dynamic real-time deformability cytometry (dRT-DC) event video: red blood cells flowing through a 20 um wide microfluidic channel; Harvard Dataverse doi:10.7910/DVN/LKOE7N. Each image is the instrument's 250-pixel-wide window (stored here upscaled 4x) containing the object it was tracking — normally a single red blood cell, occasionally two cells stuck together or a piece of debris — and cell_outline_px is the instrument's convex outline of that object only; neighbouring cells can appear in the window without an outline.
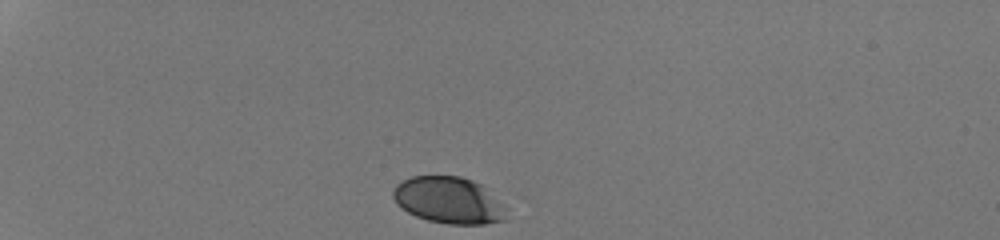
{"species": "human", "species_latin": "Homo sapiens", "temperature_condition": "room temperature", "stored_images_in_passage": 31, "camera_frame_rate_fps": 3000, "um_per_image_px": 0.085, "donor": {"sex": "male"}, "frame": {"image": 1, "passage_image": 1, "time_ms": 0.0, "image_size_px": [1000, 240], "cell_outline_px": [[508, 220], [484, 224], [448, 224], [428, 220], [416, 216], [408, 212], [396, 204], [392, 196], [392, 192], [396, 184], [412, 176], [460, 176], [484, 184], [508, 208]], "centroid_in_image_um": [38.21, 17.02], "position_along_channel_um": 46.8, "area_um2": 31.44}}
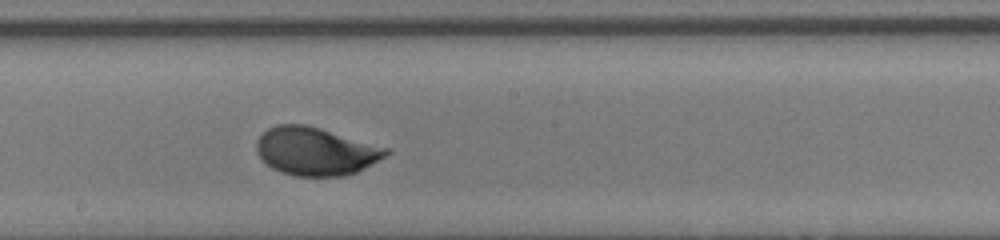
{"frame": {"image": 2, "passage_image": 18, "time_ms": 5.667, "image_size_px": [1000, 240], "cell_outline_px": [[392, 152], [356, 172], [344, 176], [296, 176], [280, 172], [272, 168], [256, 152], [256, 140], [268, 128], [276, 124], [304, 124], [320, 128], [392, 148]], "centroid_in_image_um": [26.85, 12.85], "position_along_channel_um": 221.4, "area_um2": 36.36}}
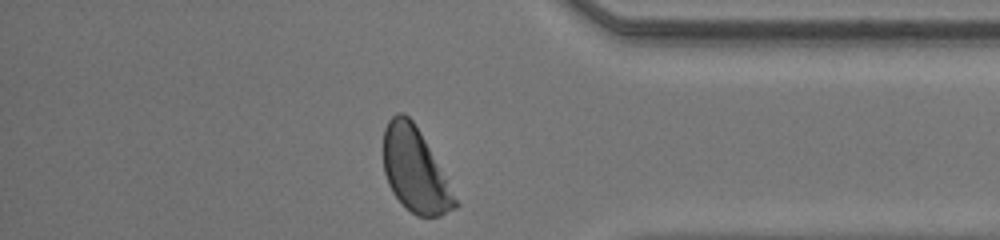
{"frame": {"image": 3, "passage_image": 31, "time_ms": 10.0, "image_size_px": [1000, 240], "cell_outline_px": [[460, 204], [456, 208], [440, 216], [416, 216], [392, 192], [388, 184], [384, 172], [384, 128], [388, 120], [396, 112], [404, 112], [412, 120], [420, 132]], "centroid_in_image_um": [35.27, 14.45], "position_along_channel_um": 399.9, "area_um2": 34.56}, "authors_computed_cell_mechanics": {"area_um2": 35.258, "velocity_mm_per_s": 4.3017, "shape_relaxation_time_tau1_ms": 2.0049, "shape_relaxation_time_tau2_ms": null, "deformation_change_tau1": 0.1076, "deformation_change_tau2": null}}